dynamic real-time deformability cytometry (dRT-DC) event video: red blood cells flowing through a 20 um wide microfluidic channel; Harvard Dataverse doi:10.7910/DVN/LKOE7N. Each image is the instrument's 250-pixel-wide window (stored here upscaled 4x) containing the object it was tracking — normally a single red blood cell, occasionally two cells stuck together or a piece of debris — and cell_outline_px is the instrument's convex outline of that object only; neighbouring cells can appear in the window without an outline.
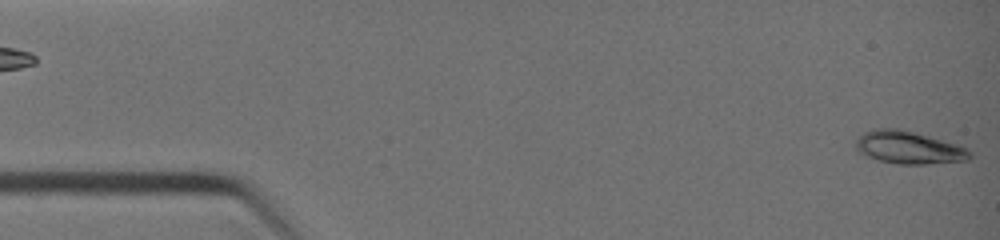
{"species": "common noctule bat (a hibernating species)", "species_latin": "Nyctalus noctula", "temperature_condition": "warm", "stored_images_in_passage": 39, "camera_frame_rate_fps": 3000, "um_per_image_px": 0.085, "animal": {"sex": "female", "body_mass_g": 19.0, "forearm_length_mm": 51.5}, "frame": {"image": 1, "passage_image": 1, "time_ms": 0.0, "image_size_px": [1000, 240], "cell_outline_px": [[972, 156], [968, 160], [928, 164], [896, 164], [880, 160], [868, 156], [860, 152], [856, 148], [856, 140], [864, 132], [876, 128], [900, 128], [928, 136], [968, 148], [972, 152]], "centroid_in_image_um": [77.26, 12.54], "position_along_channel_um": 7.7, "area_um2": 21.56}}
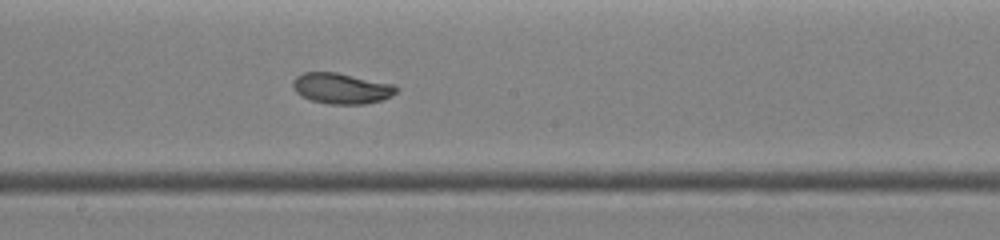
{"frame": {"image": 2, "passage_image": 22, "time_ms": 7.0, "image_size_px": [1000, 240], "cell_outline_px": [[400, 88], [392, 96], [384, 100], [364, 104], [328, 104], [312, 100], [300, 96], [292, 88], [292, 80], [296, 76], [304, 72], [336, 72], [396, 84]], "centroid_in_image_um": [29.05, 7.51], "position_along_channel_um": 219.2, "area_um2": 18.9}}
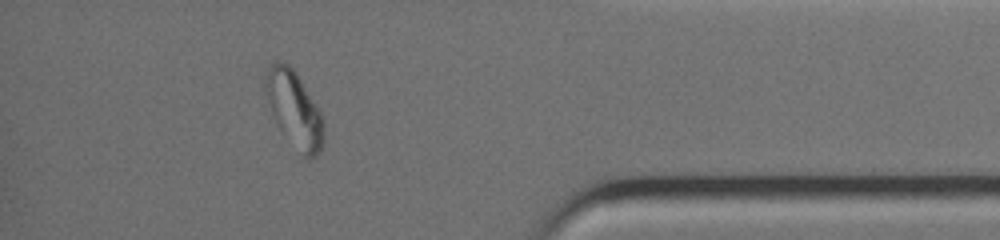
{"frame": {"image": 3, "passage_image": 35, "time_ms": 11.333, "image_size_px": [1000, 240], "cell_outline_px": [[324, 140], [320, 152], [316, 156], [308, 160], [304, 156], [276, 124], [264, 88], [264, 76], [268, 68], [276, 60], [280, 60], [288, 64], [292, 68], [300, 80], [320, 112], [324, 128]], "centroid_in_image_um": [25.0, 9.28], "position_along_channel_um": 410.2, "area_um2": 25.26}, "authors_computed_cell_mechanics": {"area_um2": 19.652, "velocity_mm_per_s": 4.871, "shape_relaxation_time_tau1_ms": 9.7817, "shape_relaxation_time_tau2_ms": null, "deformation_change_tau1": 0.3059, "deformation_change_tau2": null}}